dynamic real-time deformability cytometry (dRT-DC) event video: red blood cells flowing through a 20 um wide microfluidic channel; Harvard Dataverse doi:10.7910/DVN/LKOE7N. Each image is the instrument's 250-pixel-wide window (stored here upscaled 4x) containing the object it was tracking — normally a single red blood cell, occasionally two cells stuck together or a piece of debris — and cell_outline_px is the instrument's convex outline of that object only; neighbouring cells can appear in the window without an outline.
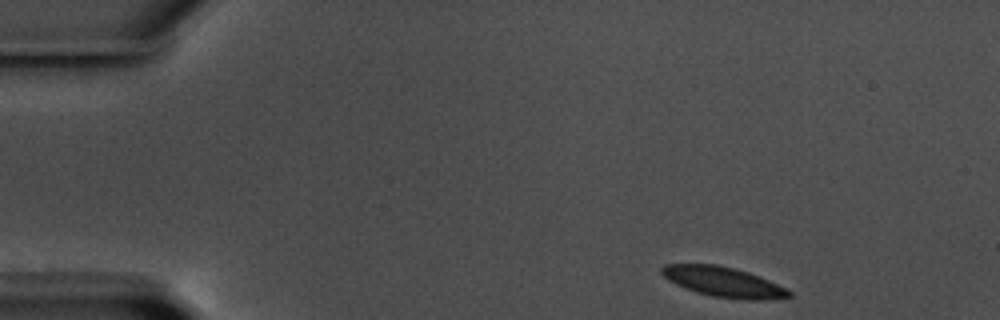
{"species": "common noctule bat (a hibernating species)", "species_latin": "Nyctalus noctula", "temperature_condition": "warm", "stored_images_in_passage": 51, "camera_frame_rate_fps": 3000, "um_per_image_px": 0.085, "animal": {"sex": "male", "body_mass_g": 17.5, "forearm_length_mm": 52.3}, "frame": {"image": 1, "passage_image": 1, "time_ms": 0.0, "image_size_px": [1000, 320], "cell_outline_px": [[792, 296], [752, 300], [748, 300], [712, 296], [696, 292], [684, 288], [668, 280], [660, 272], [660, 268], [664, 264], [716, 264], [748, 272], [768, 280], [792, 292]], "centroid_in_image_um": [61.41, 23.95], "position_along_channel_um": 23.6, "area_um2": 21.91}}
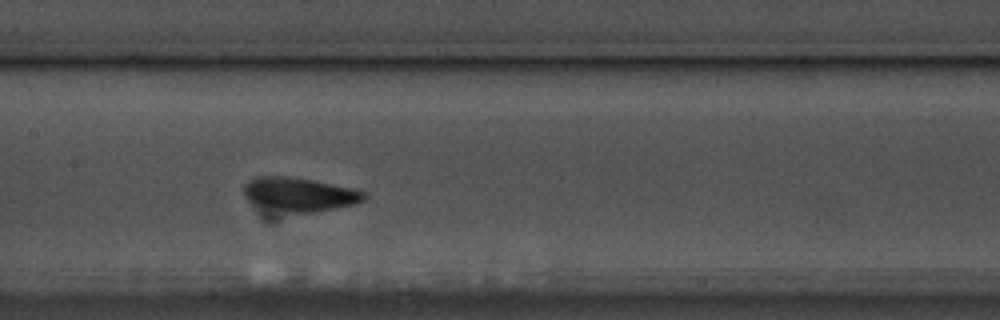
{"frame": {"image": 2, "passage_image": 22, "time_ms": 7.0, "image_size_px": [1000, 320], "cell_outline_px": [[368, 196], [364, 200], [352, 204], [336, 208], [312, 212], [288, 212], [256, 204], [248, 200], [244, 196], [244, 184], [252, 176], [288, 176], [312, 180], [348, 188], [364, 192]], "centroid_in_image_um": [25.4, 16.5], "position_along_channel_um": 182.0, "area_um2": 23.24}}
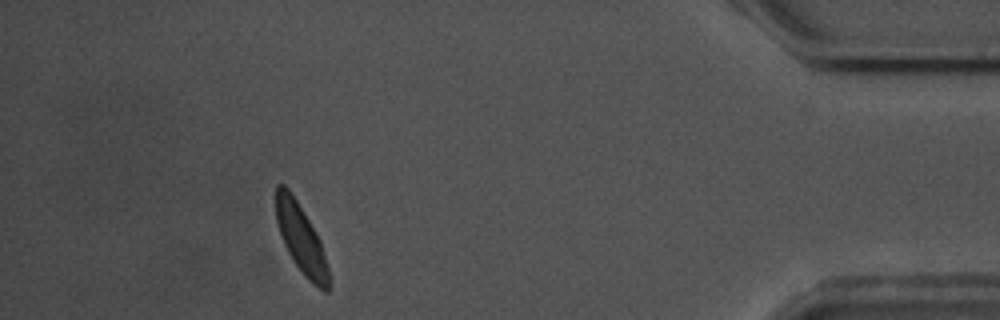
{"frame": {"image": 3, "passage_image": 46, "time_ms": 15.0, "image_size_px": [1000, 320], "cell_outline_px": [[328, 292], [324, 292], [308, 280], [304, 276], [292, 260], [284, 244], [276, 220], [276, 184], [284, 184], [288, 188], [296, 200], [316, 232], [320, 240], [328, 268]], "centroid_in_image_um": [25.57, 20.3], "position_along_channel_um": 409.6, "area_um2": 20.81}, "authors_computed_cell_mechanics": {"area_um2": 22.3108, "velocity_mm_per_s": 3.5098, "shape_relaxation_time_tau1_ms": 3.5679, "shape_relaxation_time_tau2_ms": null, "deformation_change_tau1": 0.1296, "deformation_change_tau2": null}}